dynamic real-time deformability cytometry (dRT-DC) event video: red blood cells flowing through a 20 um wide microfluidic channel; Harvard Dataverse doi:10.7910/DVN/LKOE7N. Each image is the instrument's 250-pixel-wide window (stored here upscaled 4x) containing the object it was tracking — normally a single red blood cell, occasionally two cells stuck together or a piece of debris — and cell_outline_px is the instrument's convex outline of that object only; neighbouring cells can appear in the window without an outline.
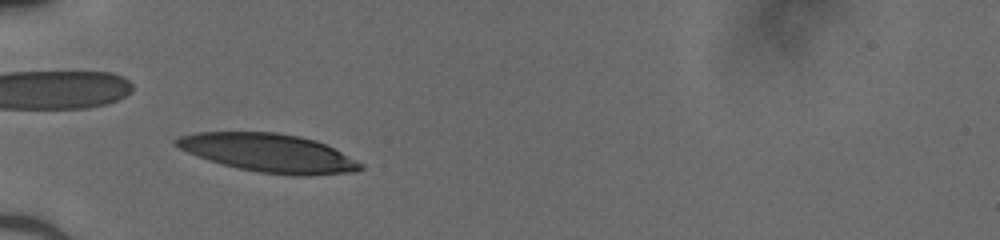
{"species": "human", "species_latin": "Homo sapiens", "temperature_condition": "cold", "stored_images_in_passage": 31, "camera_frame_rate_fps": 3000, "um_per_image_px": 0.085, "donor": {"sex": "male"}, "frame": {"image": 1, "passage_image": 4, "time_ms": 1.0, "image_size_px": [1000, 240], "cell_outline_px": [[364, 168], [352, 172], [304, 176], [296, 176], [260, 172], [236, 168], [208, 160], [188, 152], [172, 144], [172, 140], [180, 136], [196, 132], [276, 132], [300, 136], [316, 140], [364, 164]], "centroid_in_image_um": [22.81, 12.99], "position_along_channel_um": 62.2, "area_um2": 41.15}}
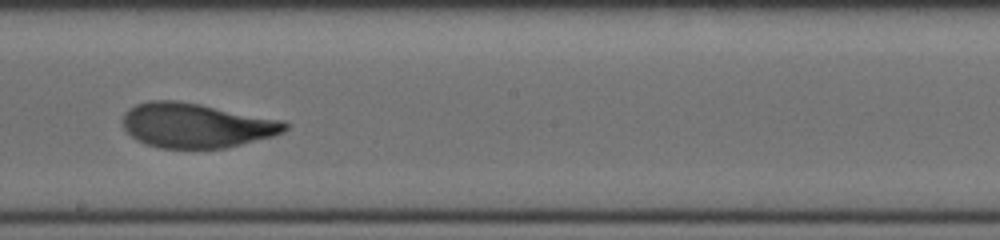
{"frame": {"image": 2, "passage_image": 17, "time_ms": 5.333, "image_size_px": [1000, 240], "cell_outline_px": [[288, 128], [284, 132], [272, 136], [224, 148], [160, 148], [144, 144], [136, 140], [124, 128], [120, 120], [124, 112], [128, 108], [136, 104], [148, 100], [176, 100], [200, 104], [284, 120], [288, 124]], "centroid_in_image_um": [16.63, 10.65], "position_along_channel_um": 231.6, "area_um2": 42.43}}
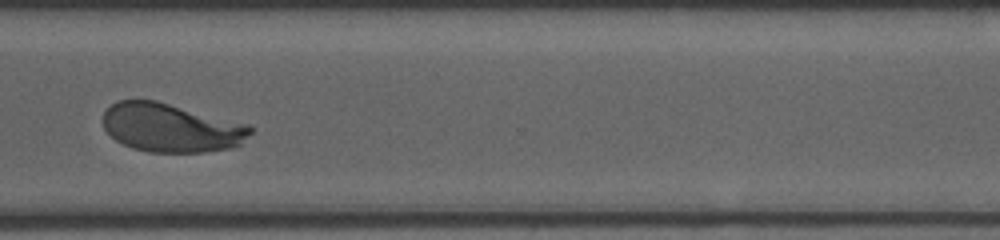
{"frame": {"image": 3, "passage_image": 26, "time_ms": 8.333, "image_size_px": [1000, 240], "cell_outline_px": [[252, 132], [240, 144], [232, 148], [204, 152], [148, 152], [132, 148], [116, 140], [104, 128], [104, 112], [112, 104], [120, 100], [156, 100], [248, 124], [252, 128]], "centroid_in_image_um": [14.55, 10.86], "position_along_channel_um": 356.0, "area_um2": 41.62}}